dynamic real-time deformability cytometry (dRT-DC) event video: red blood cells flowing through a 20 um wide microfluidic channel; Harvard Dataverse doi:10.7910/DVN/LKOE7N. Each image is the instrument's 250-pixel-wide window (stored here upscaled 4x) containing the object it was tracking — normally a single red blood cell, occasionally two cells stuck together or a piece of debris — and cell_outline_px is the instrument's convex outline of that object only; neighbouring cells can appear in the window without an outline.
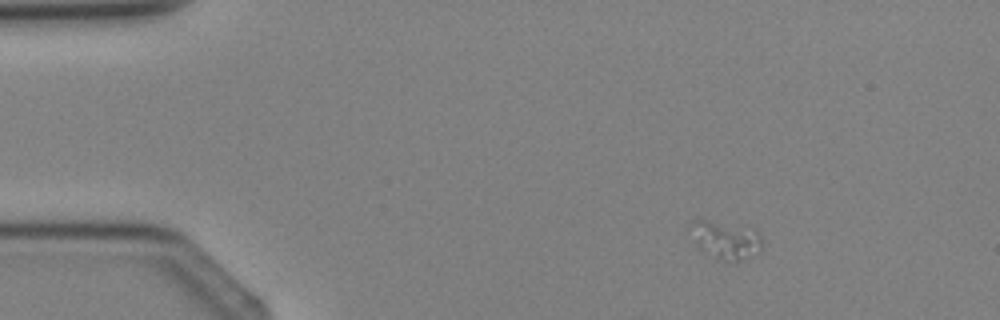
{"species": "Egyptian fruit bat (a non-hibernating species)", "species_latin": "Rousettus aegyptiacus", "temperature_condition": "cold", "stored_images_in_passage": 2, "camera_frame_rate_fps": 3000, "um_per_image_px": 0.085, "animal": {"sex": "female"}, "frame": {"image": 1, "passage_image": 1, "time_ms": 0.0, "image_size_px": [1000, 320], "cell_outline_px": [[764, 244], [760, 248], [740, 260], [724, 260], [700, 248], [696, 244], [688, 224], [692, 220], [708, 220], [756, 228], [760, 232]], "centroid_in_image_um": [61.7, 20.31], "position_along_channel_um": 23.3, "area_um2": 15.49}}